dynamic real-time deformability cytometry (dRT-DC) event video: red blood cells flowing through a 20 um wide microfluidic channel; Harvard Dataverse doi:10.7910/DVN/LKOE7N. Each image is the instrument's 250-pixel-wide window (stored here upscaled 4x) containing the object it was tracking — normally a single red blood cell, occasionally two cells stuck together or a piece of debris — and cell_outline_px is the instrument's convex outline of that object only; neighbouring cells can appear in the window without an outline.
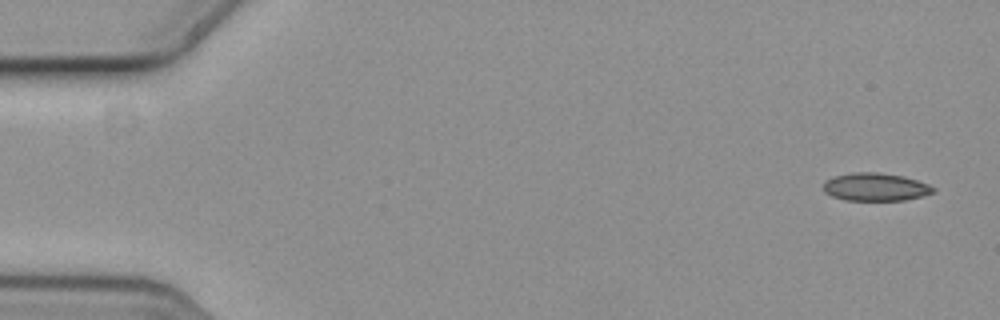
{"species": "common noctule bat (a hibernating species)", "species_latin": "Nyctalus noctula", "temperature_condition": "cold", "stored_images_in_passage": 6, "camera_frame_rate_fps": 3000, "um_per_image_px": 0.085, "animal": {"sex": "female", "body_mass_g": 19.3, "forearm_length_mm": 54.1}, "frame": {"image": 1, "passage_image": 1, "time_ms": 0.0, "image_size_px": [1000, 320], "cell_outline_px": [[936, 192], [904, 200], [844, 200], [832, 196], [824, 192], [824, 184], [828, 180], [836, 176], [852, 172], [880, 172], [904, 176], [928, 184], [936, 188]], "centroid_in_image_um": [74.44, 15.89], "position_along_channel_um": 10.6, "area_um2": 17.8}}
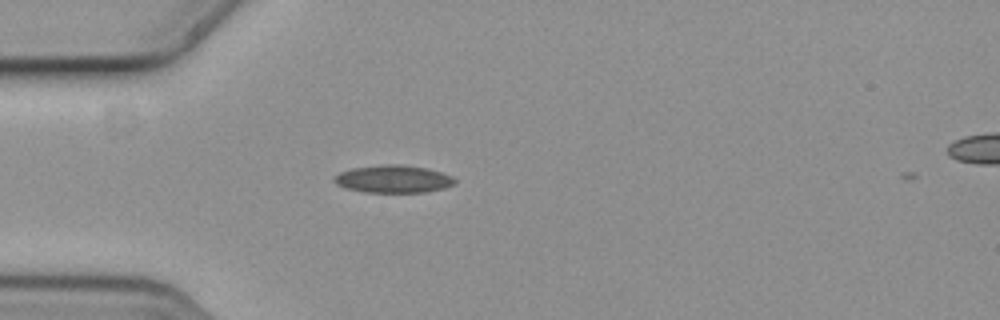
{"frame": {"image": 2, "passage_image": 5, "time_ms": 1.333, "image_size_px": [1000, 320], "cell_outline_px": [[456, 184], [444, 188], [424, 192], [364, 192], [344, 188], [336, 184], [332, 180], [340, 172], [352, 168], [384, 164], [404, 164], [428, 168], [452, 176], [456, 180]], "centroid_in_image_um": [33.43, 15.21], "position_along_channel_um": 51.6, "area_um2": 19.54}}